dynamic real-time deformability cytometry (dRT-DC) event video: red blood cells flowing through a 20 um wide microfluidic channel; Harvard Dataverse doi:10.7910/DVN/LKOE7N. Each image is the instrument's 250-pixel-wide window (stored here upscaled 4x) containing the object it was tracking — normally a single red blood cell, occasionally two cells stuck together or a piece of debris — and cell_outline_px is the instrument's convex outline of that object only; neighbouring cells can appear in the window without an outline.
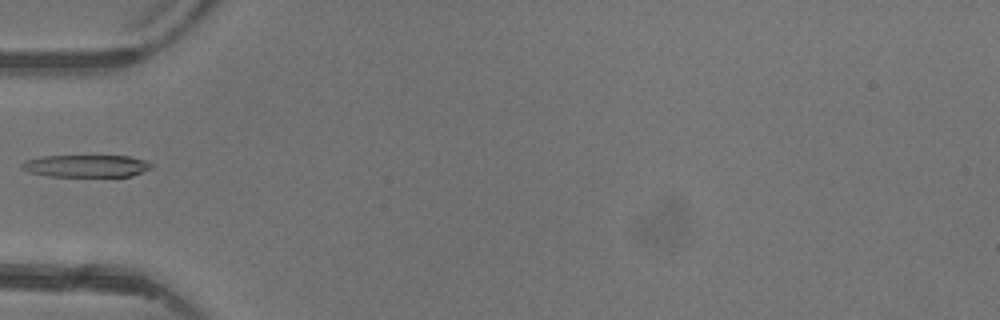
{"species": "common noctule bat (a hibernating species)", "species_latin": "Nyctalus noctula", "temperature_condition": "warm", "stored_images_in_passage": 1, "camera_frame_rate_fps": 3000, "um_per_image_px": 0.085, "animal": {"sex": "female"}, "frame": {"image": 1, "passage_image": 1, "time_ms": 0.0, "image_size_px": [1000, 320], "cell_outline_px": [[152, 168], [132, 176], [48, 176], [28, 172], [20, 168], [20, 164], [24, 160], [40, 156], [128, 156], [144, 160], [152, 164]], "centroid_in_image_um": [7.27, 14.1], "position_along_channel_um": 77.7, "area_um2": 16.88}}